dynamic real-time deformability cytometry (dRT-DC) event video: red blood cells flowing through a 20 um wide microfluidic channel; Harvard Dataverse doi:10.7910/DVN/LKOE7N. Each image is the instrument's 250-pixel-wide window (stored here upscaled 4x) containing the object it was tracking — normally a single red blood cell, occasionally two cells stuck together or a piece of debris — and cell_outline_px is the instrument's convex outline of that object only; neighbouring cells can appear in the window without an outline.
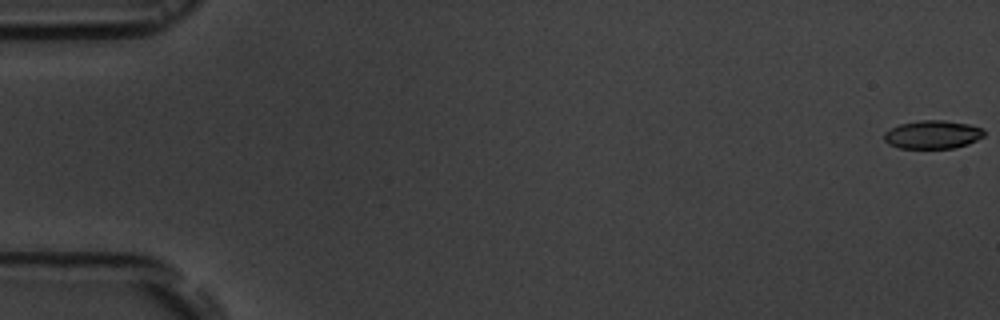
{"species": "common noctule bat (a hibernating species)", "species_latin": "Nyctalus noctula", "temperature_condition": "room temperature", "stored_images_in_passage": 57, "camera_frame_rate_fps": 3000, "um_per_image_px": 0.085, "animal": {"sex": "male", "body_mass_g": 19.5, "forearm_length_mm": 54.6}, "frame": {"image": 1, "passage_image": 1, "time_ms": 0.0, "image_size_px": [1000, 320], "cell_outline_px": [[984, 136], [968, 144], [956, 148], [900, 148], [888, 144], [884, 140], [884, 132], [900, 124], [920, 120], [944, 120], [968, 124], [984, 128]], "centroid_in_image_um": [79.28, 11.44], "position_along_channel_um": 5.7, "area_um2": 16.53}}
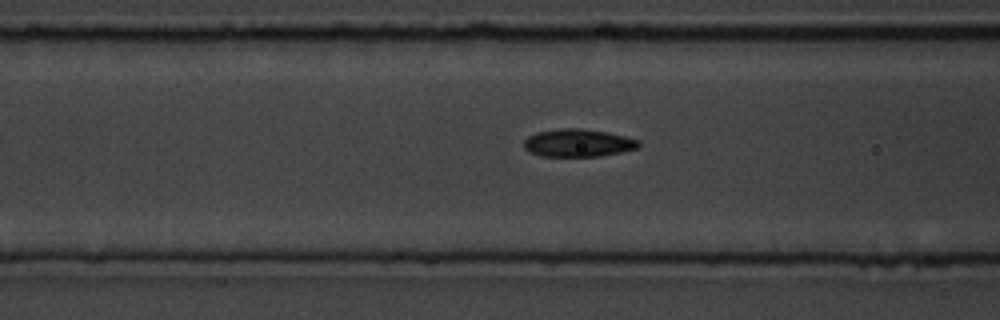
{"frame": {"image": 2, "passage_image": 23, "time_ms": 7.333, "image_size_px": [1000, 320], "cell_outline_px": [[640, 144], [636, 148], [620, 152], [600, 156], [540, 156], [528, 152], [524, 148], [524, 140], [528, 136], [536, 132], [564, 128], [580, 128], [608, 132], [640, 140]], "centroid_in_image_um": [49.1, 12.15], "position_along_channel_um": 117.5, "area_um2": 18.55}}
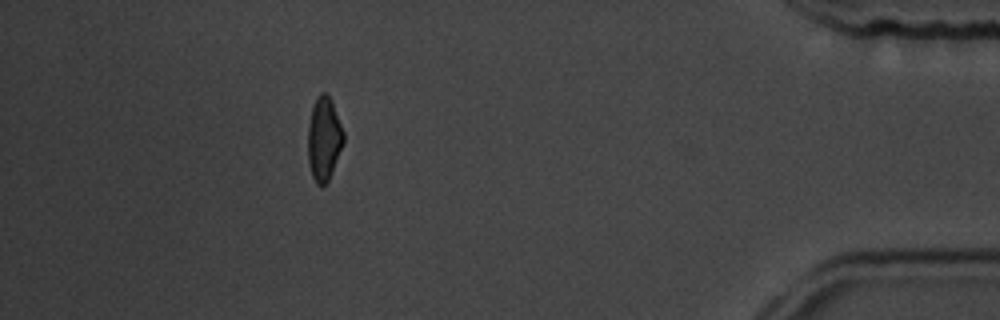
{"frame": {"image": 3, "passage_image": 51, "time_ms": 16.667, "image_size_px": [1000, 320], "cell_outline_px": [[344, 140], [328, 180], [324, 184], [316, 184], [312, 176], [308, 160], [308, 124], [312, 108], [316, 96], [320, 92], [324, 92], [332, 100], [344, 132]], "centroid_in_image_um": [27.52, 11.75], "position_along_channel_um": 407.7, "area_um2": 17.17}, "authors_computed_cell_mechanics": {"area_um2": 17.7446, "velocity_mm_per_s": 3.6695, "shape_relaxation_time_tau1_ms": 3.4136, "shape_relaxation_time_tau2_ms": 1.3771, "deformation_change_tau1": 0.1352, "deformation_change_tau2": 0.0749}}